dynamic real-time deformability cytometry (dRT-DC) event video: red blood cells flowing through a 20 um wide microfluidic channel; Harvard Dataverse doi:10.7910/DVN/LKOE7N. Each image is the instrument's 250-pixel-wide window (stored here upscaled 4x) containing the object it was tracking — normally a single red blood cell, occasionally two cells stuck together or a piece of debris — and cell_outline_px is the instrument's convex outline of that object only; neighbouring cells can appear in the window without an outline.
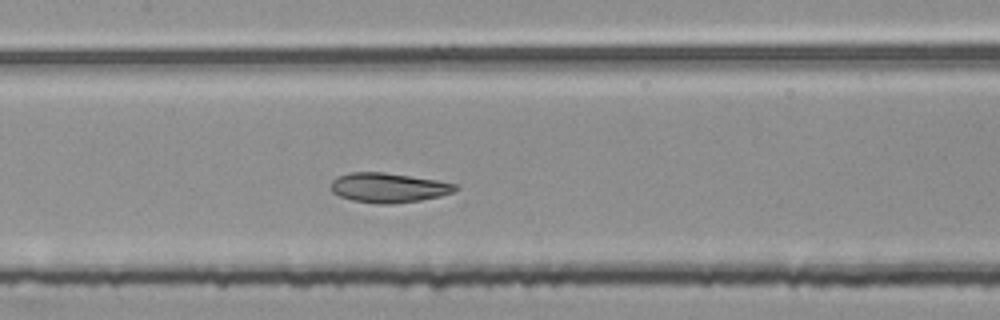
{"species": "common noctule bat (a hibernating species)", "species_latin": "Nyctalus noctula", "temperature_condition": "room temperature", "stored_images_in_passage": 44, "segment_of_instrument_passage": [2, 2], "camera_frame_rate_fps": 3000, "um_per_image_px": 0.085, "animal": {"sex": "female", "body_mass_g": 25.1}, "frame": {"image": 1, "passage_image": 19, "time_ms": 6.0, "image_size_px": [1000, 320], "cell_outline_px": [[460, 188], [452, 192], [440, 196], [420, 200], [392, 204], [380, 204], [352, 200], [340, 196], [332, 192], [332, 180], [336, 176], [348, 172], [384, 172], [436, 180], [456, 184]], "centroid_in_image_um": [33.0, 15.95], "position_along_channel_um": 174.4, "area_um2": 21.44}}
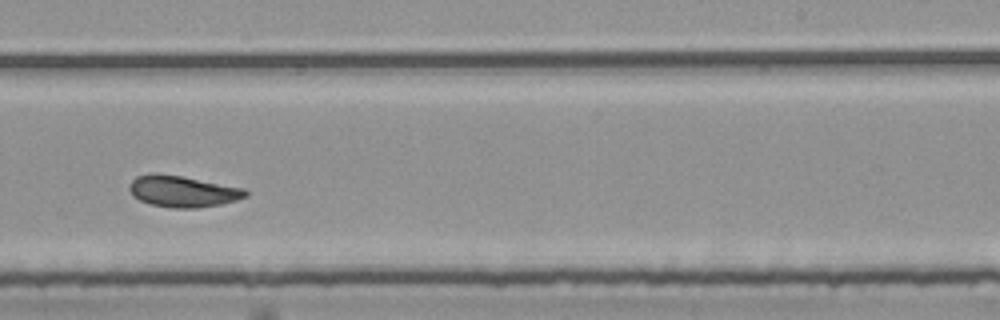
{"frame": {"image": 2, "passage_image": 27, "time_ms": 8.667, "image_size_px": [1000, 320], "cell_outline_px": [[248, 196], [236, 200], [220, 204], [196, 208], [172, 208], [148, 204], [132, 196], [128, 188], [128, 184], [136, 176], [152, 172], [156, 172], [180, 176], [244, 188], [248, 192]], "centroid_in_image_um": [15.47, 16.26], "position_along_channel_um": 273.5, "area_um2": 21.39}}
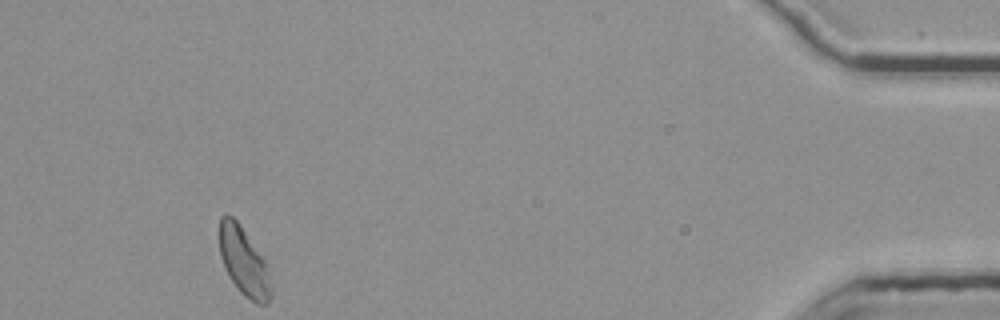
{"frame": {"image": 3, "passage_image": 44, "time_ms": 14.333, "image_size_px": [1000, 320], "cell_outline_px": [[272, 296], [268, 304], [256, 304], [244, 296], [240, 292], [228, 276], [224, 268], [220, 256], [220, 216], [232, 216], [240, 224], [272, 264]], "centroid_in_image_um": [20.83, 22.28], "position_along_channel_um": 414.4, "area_um2": 21.73}}